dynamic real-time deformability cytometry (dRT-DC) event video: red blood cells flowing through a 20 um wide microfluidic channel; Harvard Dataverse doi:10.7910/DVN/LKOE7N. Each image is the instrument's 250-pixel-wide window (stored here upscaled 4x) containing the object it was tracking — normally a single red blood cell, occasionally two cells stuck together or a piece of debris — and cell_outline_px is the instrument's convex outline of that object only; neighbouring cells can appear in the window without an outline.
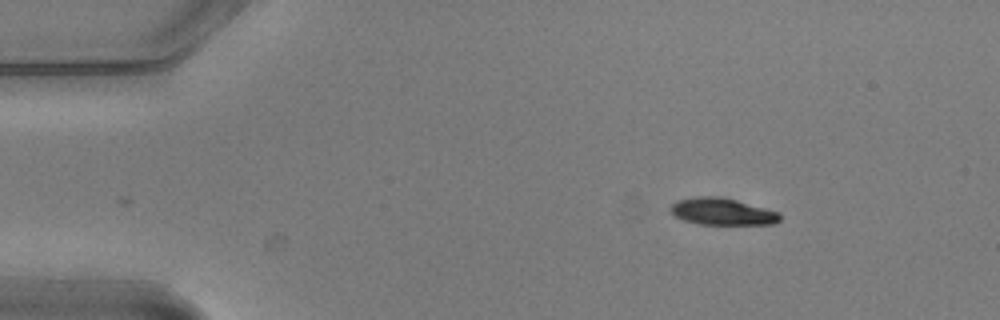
{"species": "common noctule bat (a hibernating species)", "species_latin": "Nyctalus noctula", "temperature_condition": "warm", "stored_images_in_passage": 2, "camera_frame_rate_fps": 3000, "um_per_image_px": 0.085, "animal": {"sex": "male", "body_mass_g": 20.5, "forearm_length_mm": 52.5}, "frame": {"image": 1, "passage_image": 2, "time_ms": 0.333, "image_size_px": [1000, 320], "cell_outline_px": [[780, 220], [776, 224], [700, 224], [684, 220], [676, 216], [668, 208], [676, 200], [696, 196], [720, 196], [736, 200], [780, 212]], "centroid_in_image_um": [61.39, 17.97], "position_along_channel_um": 23.6, "area_um2": 17.17}}